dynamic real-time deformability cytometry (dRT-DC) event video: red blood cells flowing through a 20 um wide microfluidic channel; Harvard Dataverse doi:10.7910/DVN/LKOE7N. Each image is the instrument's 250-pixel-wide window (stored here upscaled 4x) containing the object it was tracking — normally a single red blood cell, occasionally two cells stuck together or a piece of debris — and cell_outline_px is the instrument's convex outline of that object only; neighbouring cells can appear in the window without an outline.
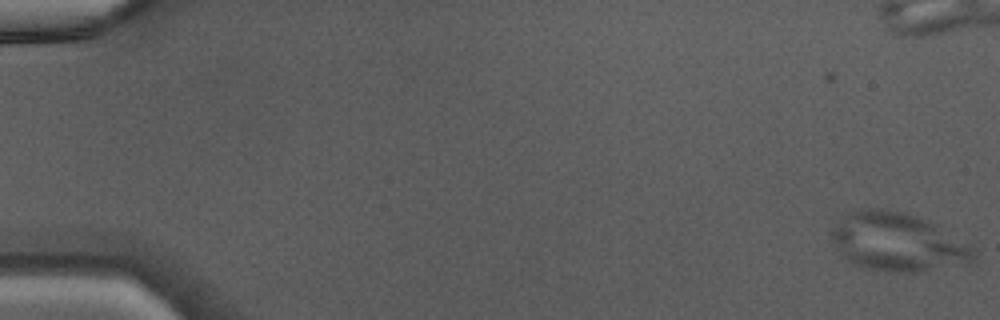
{"species": "Egyptian fruit bat (a non-hibernating species)", "species_latin": "Rousettus aegyptiacus", "temperature_condition": "warm", "stored_images_in_passage": 48, "camera_frame_rate_fps": 3000, "um_per_image_px": 0.085, "animal": {"sex": "male"}, "frame": {"image": 1, "passage_image": 1, "time_ms": 0.0, "image_size_px": [1000, 320], "cell_outline_px": [[976, 260], [968, 264], [916, 272], [884, 272], [864, 268], [852, 264], [840, 256], [832, 240], [832, 228], [848, 212], [864, 208], [896, 208], [936, 224], [972, 248], [976, 252]], "centroid_in_image_um": [76.27, 20.58], "position_along_channel_um": 8.7, "area_um2": 48.84}}